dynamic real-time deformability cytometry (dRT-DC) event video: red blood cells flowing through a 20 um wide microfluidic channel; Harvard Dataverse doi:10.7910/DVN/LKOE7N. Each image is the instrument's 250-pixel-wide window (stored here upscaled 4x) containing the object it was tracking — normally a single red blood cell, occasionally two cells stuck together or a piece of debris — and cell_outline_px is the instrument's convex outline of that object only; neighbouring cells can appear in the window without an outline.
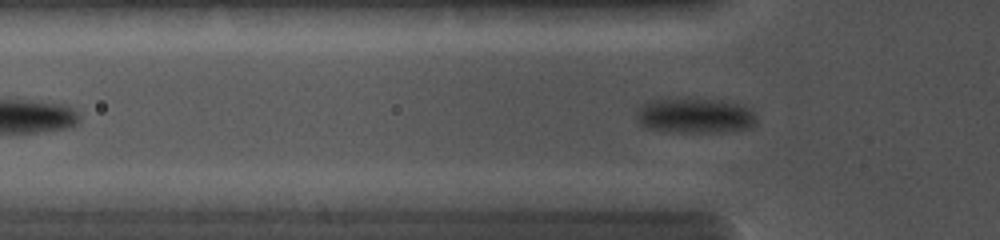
{"species": "common noctule bat (a hibernating species)", "species_latin": "Nyctalus noctula", "temperature_condition": "cold", "stored_images_in_passage": 40, "camera_frame_rate_fps": 5000, "um_per_image_px": 0.085, "animal": {"sex": "female", "body_mass_g": 19.0, "forearm_length_mm": 56.7}, "frame": {"image": 1, "passage_image": 17, "time_ms": 3.0, "image_size_px": [1000, 240], "cell_outline_px": [[756, 124], [748, 128], [724, 132], [664, 132], [648, 128], [640, 124], [636, 120], [636, 112], [644, 104], [652, 100], [684, 96], [720, 100], [736, 104], [748, 108], [752, 112], [756, 120]], "centroid_in_image_um": [59.01, 9.81], "position_along_channel_um": 66.8, "area_um2": 25.09}}
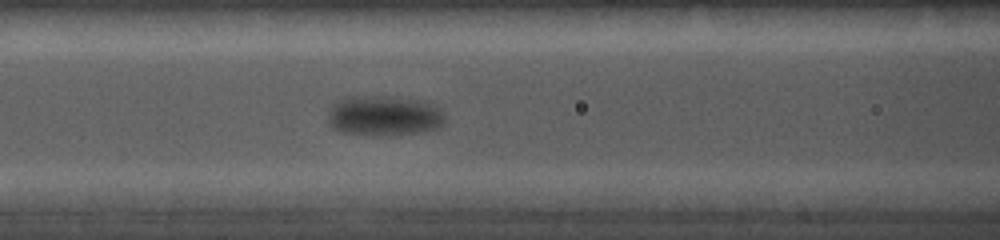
{"frame": {"image": 2, "passage_image": 23, "time_ms": 4.6, "image_size_px": [1000, 240], "cell_outline_px": [[444, 120], [436, 128], [420, 132], [380, 136], [344, 132], [332, 128], [328, 124], [328, 116], [332, 104], [336, 100], [348, 96], [380, 96], [416, 100], [436, 104], [440, 108], [444, 116]], "centroid_in_image_um": [32.6, 9.83], "position_along_channel_um": 134.0, "area_um2": 27.34}}
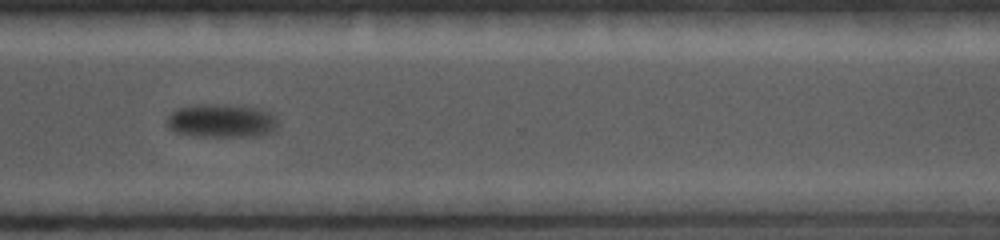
{"frame": {"image": 3, "passage_image": 38, "time_ms": 9.8, "image_size_px": [1000, 240], "cell_outline_px": [[276, 128], [272, 132], [264, 136], [188, 136], [176, 132], [168, 128], [168, 116], [176, 108], [196, 104], [216, 104], [260, 108], [268, 112], [276, 120]], "centroid_in_image_um": [18.79, 10.28], "position_along_channel_um": 351.8, "area_um2": 21.73}}